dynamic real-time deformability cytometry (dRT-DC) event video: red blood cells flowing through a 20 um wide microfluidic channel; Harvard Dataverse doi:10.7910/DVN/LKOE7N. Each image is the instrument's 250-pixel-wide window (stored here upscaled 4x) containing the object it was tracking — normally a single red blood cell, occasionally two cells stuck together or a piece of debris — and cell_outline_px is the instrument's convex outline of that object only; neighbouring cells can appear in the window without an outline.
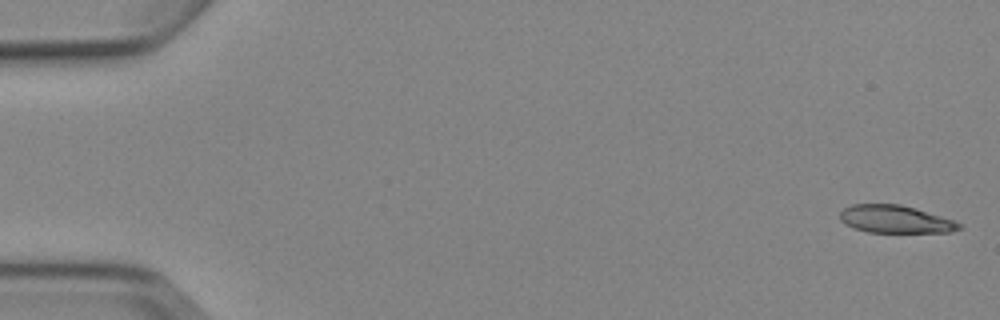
{"species": "Egyptian fruit bat (a non-hibernating species)", "species_latin": "Rousettus aegyptiacus", "temperature_condition": "cold", "stored_images_in_passage": 5, "camera_frame_rate_fps": 3000, "um_per_image_px": 0.085, "animal": {"sex": "female"}, "frame": {"image": 1, "passage_image": 1, "time_ms": 0.0, "image_size_px": [1000, 320], "cell_outline_px": [[964, 228], [952, 232], [868, 232], [844, 224], [840, 220], [840, 212], [844, 208], [852, 204], [900, 204], [916, 208], [952, 220], [960, 224]], "centroid_in_image_um": [76.09, 18.63], "position_along_channel_um": 8.9, "area_um2": 19.13}}
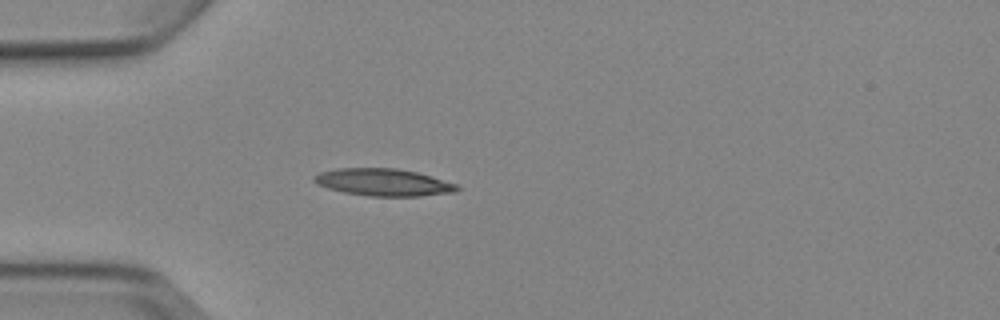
{"frame": {"image": 2, "passage_image": 5, "time_ms": 4.667, "image_size_px": [1000, 320], "cell_outline_px": [[460, 188], [456, 192], [420, 196], [368, 196], [344, 192], [328, 188], [316, 184], [312, 180], [312, 176], [320, 172], [336, 168], [396, 168], [416, 172], [460, 184]], "centroid_in_image_um": [32.59, 15.49], "position_along_channel_um": 52.4, "area_um2": 22.89}}